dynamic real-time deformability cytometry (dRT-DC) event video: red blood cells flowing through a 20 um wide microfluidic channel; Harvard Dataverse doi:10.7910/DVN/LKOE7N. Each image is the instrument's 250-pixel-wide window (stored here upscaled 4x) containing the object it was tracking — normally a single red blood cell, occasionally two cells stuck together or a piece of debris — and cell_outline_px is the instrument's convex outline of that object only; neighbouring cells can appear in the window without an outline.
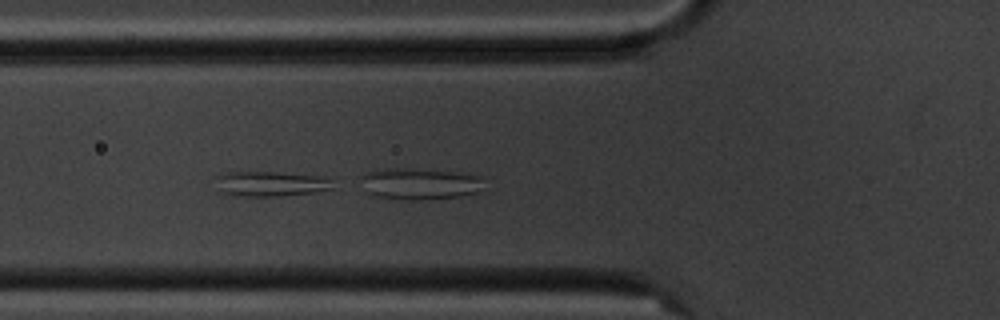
{"species": "common noctule bat (a hibernating species)", "species_latin": "Nyctalus noctula", "temperature_condition": "cold", "stored_images_in_passage": 7, "camera_frame_rate_fps": 3000, "um_per_image_px": 0.085, "animal": {"sex": "male", "body_mass_g": 20.1, "forearm_length_mm": 53.5}, "frame": {"image": 1, "passage_image": 6, "time_ms": 5.667, "image_size_px": [1000, 320], "cell_outline_px": [[332, 188], [312, 192], [276, 196], [228, 196], [216, 192], [216, 176], [224, 172], [276, 172], [324, 176], [332, 180]], "centroid_in_image_um": [22.89, 15.62], "position_along_channel_um": 102.9, "area_um2": 17.4}}